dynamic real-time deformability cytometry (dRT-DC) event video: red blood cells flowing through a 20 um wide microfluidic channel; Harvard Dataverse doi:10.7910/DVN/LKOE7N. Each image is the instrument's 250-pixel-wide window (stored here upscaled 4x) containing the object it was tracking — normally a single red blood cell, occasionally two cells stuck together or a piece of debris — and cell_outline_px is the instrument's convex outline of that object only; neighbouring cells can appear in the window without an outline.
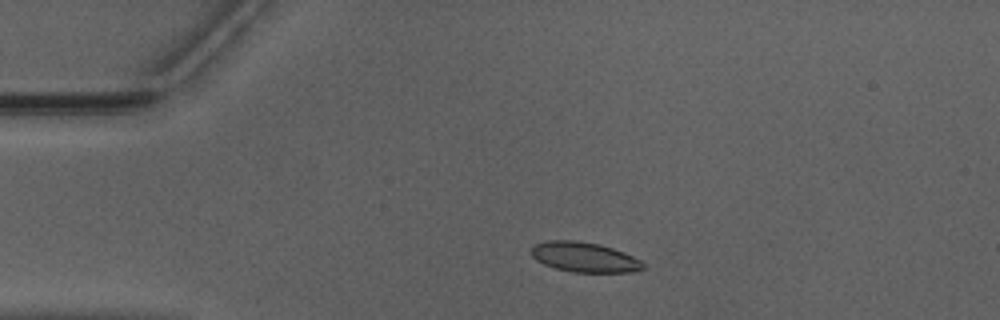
{"species": "Egyptian fruit bat (a non-hibernating species)", "species_latin": "Rousettus aegyptiacus", "temperature_condition": "warm", "stored_images_in_passage": 47, "camera_frame_rate_fps": 3000, "um_per_image_px": 0.085, "animal": {"sex": "male"}, "frame": {"image": 1, "passage_image": 6, "time_ms": 1.667, "image_size_px": [1000, 320], "cell_outline_px": [[644, 268], [632, 272], [572, 272], [556, 268], [544, 264], [536, 260], [532, 256], [532, 248], [536, 244], [548, 240], [576, 240], [600, 244], [624, 252], [640, 260], [644, 264]], "centroid_in_image_um": [49.68, 21.85], "position_along_channel_um": 35.3, "area_um2": 19.42}}
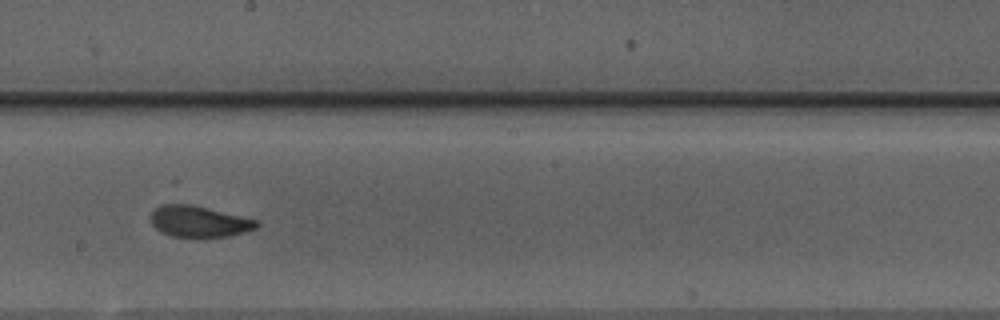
{"frame": {"image": 2, "passage_image": 24, "time_ms": 7.667, "image_size_px": [1000, 320], "cell_outline_px": [[260, 224], [256, 228], [244, 232], [228, 236], [172, 236], [160, 232], [152, 224], [152, 212], [160, 204], [176, 200], [260, 220]], "centroid_in_image_um": [16.9, 18.77], "position_along_channel_um": 231.3, "area_um2": 19.65}}
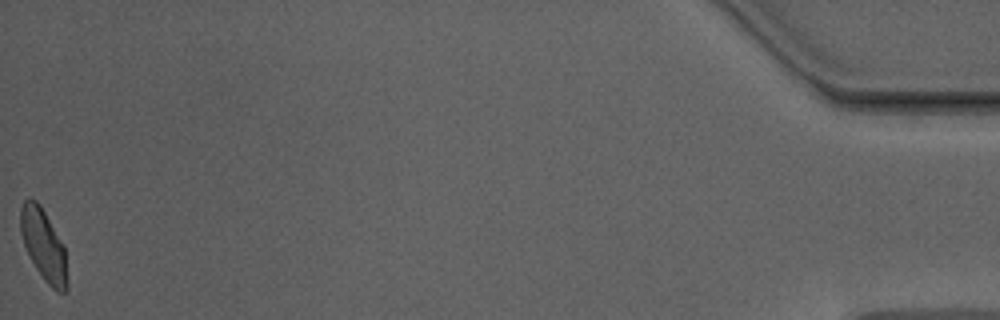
{"frame": {"image": 3, "passage_image": 47, "time_ms": 15.333, "image_size_px": [1000, 320], "cell_outline_px": [[68, 288], [64, 292], [56, 292], [44, 280], [36, 268], [24, 244], [20, 232], [20, 208], [24, 200], [36, 200], [40, 204], [64, 248], [68, 284]], "centroid_in_image_um": [3.7, 20.86], "position_along_channel_um": 431.5, "area_um2": 19.02}, "authors_computed_cell_mechanics": {"area_um2": 19.652, "velocity_mm_per_s": 3.9503, "shape_relaxation_time_tau1_ms": 3.9501, "shape_relaxation_time_tau2_ms": 1.309, "deformation_change_tau1": 0.1302, "deformation_change_tau2": 0.0703}}